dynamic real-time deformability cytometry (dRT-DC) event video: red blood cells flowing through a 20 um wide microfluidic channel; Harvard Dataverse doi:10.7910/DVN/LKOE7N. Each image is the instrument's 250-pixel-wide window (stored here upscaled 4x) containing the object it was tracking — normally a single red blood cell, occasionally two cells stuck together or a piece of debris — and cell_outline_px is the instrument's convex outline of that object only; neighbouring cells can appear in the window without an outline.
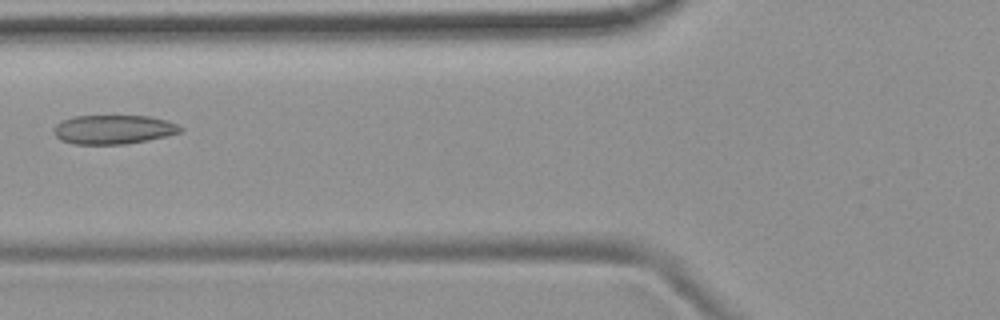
{"species": "common noctule bat (a hibernating species)", "species_latin": "Nyctalus noctula", "temperature_condition": "room temperature", "stored_images_in_passage": 6, "camera_frame_rate_fps": 3000, "um_per_image_px": 0.085, "animal": {"sex": "female", "body_mass_g": 19.9}, "frame": {"image": 1, "passage_image": 5, "time_ms": 6.0, "image_size_px": [1000, 320], "cell_outline_px": [[184, 128], [180, 132], [168, 136], [148, 140], [124, 144], [72, 144], [60, 140], [56, 136], [52, 128], [56, 124], [72, 116], [148, 116], [168, 120], [180, 124]], "centroid_in_image_um": [9.67, 11.01], "position_along_channel_um": 116.1, "area_um2": 21.68}}
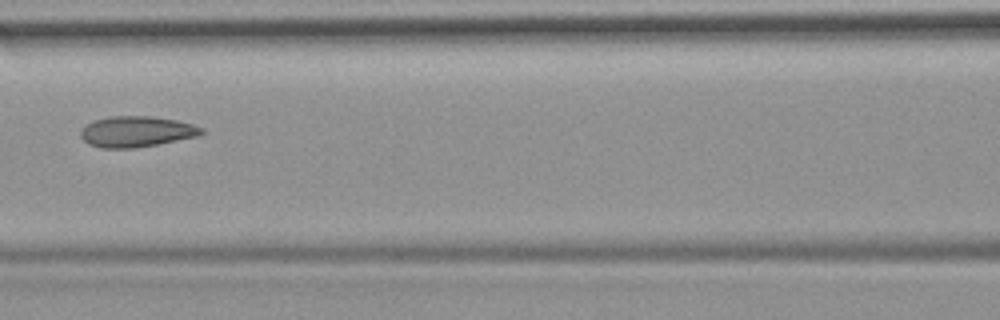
{"frame": {"image": 2, "passage_image": 6, "time_ms": 7.0, "image_size_px": [1000, 320], "cell_outline_px": [[204, 132], [200, 136], [156, 144], [132, 148], [100, 148], [88, 144], [80, 136], [80, 132], [84, 124], [92, 120], [112, 116], [152, 116], [176, 120], [192, 124], [204, 128]], "centroid_in_image_um": [11.58, 11.18], "position_along_channel_um": 155.0, "area_um2": 21.85}}